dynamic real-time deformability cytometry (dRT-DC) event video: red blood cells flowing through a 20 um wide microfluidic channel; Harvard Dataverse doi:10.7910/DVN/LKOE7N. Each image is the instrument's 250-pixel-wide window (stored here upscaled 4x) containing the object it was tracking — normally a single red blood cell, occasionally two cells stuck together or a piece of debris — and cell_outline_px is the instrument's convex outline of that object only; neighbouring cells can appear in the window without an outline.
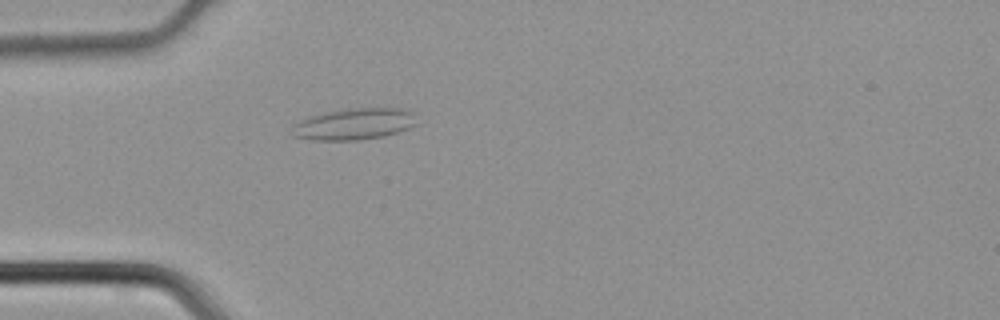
{"species": "common noctule bat (a hibernating species)", "species_latin": "Nyctalus noctula", "temperature_condition": "cold", "stored_images_in_passage": 34, "camera_frame_rate_fps": 3000, "um_per_image_px": 0.085, "animal": {"sex": "male", "body_mass_g": 21.5, "forearm_length_mm": 52.0}, "frame": {"image": 1, "passage_image": 2, "time_ms": 0.333, "image_size_px": [1000, 320], "cell_outline_px": [[416, 124], [408, 128], [384, 136], [356, 140], [312, 140], [292, 136], [292, 124], [308, 116], [348, 108], [400, 108], [412, 112]], "centroid_in_image_um": [30.04, 10.54], "position_along_channel_um": 55.0, "area_um2": 22.77}}
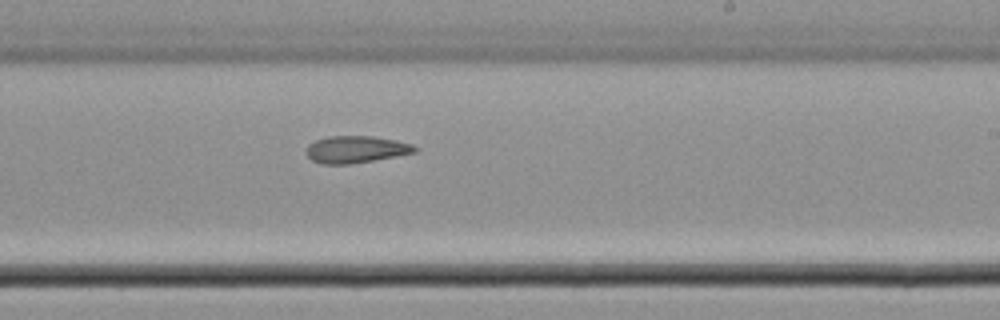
{"frame": {"image": 2, "passage_image": 16, "time_ms": 5.0, "image_size_px": [1000, 320], "cell_outline_px": [[416, 152], [396, 156], [348, 164], [320, 164], [312, 160], [304, 152], [308, 144], [316, 140], [328, 136], [372, 136], [396, 140], [412, 144], [416, 148]], "centroid_in_image_um": [30.2, 12.69], "position_along_channel_um": 258.8, "area_um2": 17.05}}
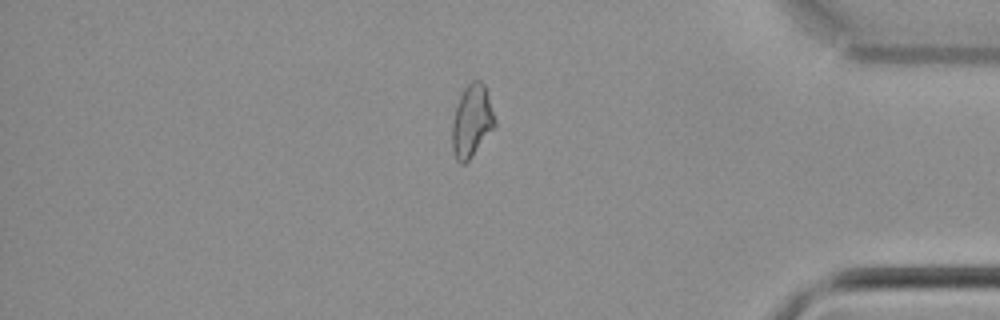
{"frame": {"image": 3, "passage_image": 27, "time_ms": 8.667, "image_size_px": [1000, 320], "cell_outline_px": [[496, 124], [468, 160], [464, 164], [460, 164], [456, 160], [452, 148], [452, 124], [456, 108], [460, 96], [464, 88], [472, 80], [480, 80], [484, 84], [496, 120]], "centroid_in_image_um": [40.09, 10.27], "position_along_channel_um": 395.1, "area_um2": 17.63}}